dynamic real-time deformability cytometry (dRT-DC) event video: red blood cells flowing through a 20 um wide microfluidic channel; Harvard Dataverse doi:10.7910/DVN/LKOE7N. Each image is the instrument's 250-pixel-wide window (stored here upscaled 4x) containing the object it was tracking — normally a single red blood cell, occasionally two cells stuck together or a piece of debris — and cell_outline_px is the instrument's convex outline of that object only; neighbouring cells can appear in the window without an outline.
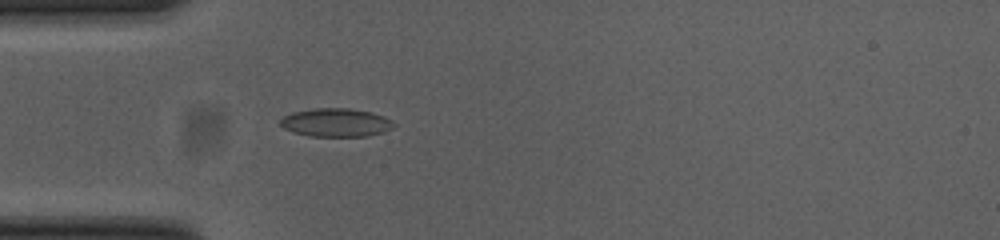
{"species": "common noctule bat (a hibernating species)", "species_latin": "Nyctalus noctula", "temperature_condition": "cold", "stored_images_in_passage": 35, "camera_frame_rate_fps": 3000, "um_per_image_px": 0.085, "animal": {"sex": "female", "body_mass_g": 23.0, "forearm_length_mm": 53.4}, "frame": {"image": 1, "passage_image": 1, "time_ms": 0.0, "image_size_px": [1000, 240], "cell_outline_px": [[396, 124], [392, 128], [384, 132], [368, 136], [308, 136], [284, 128], [280, 124], [280, 120], [284, 116], [292, 112], [316, 108], [348, 108], [372, 112], [384, 116], [392, 120]], "centroid_in_image_um": [28.59, 10.41], "position_along_channel_um": 56.4, "area_um2": 18.79}}
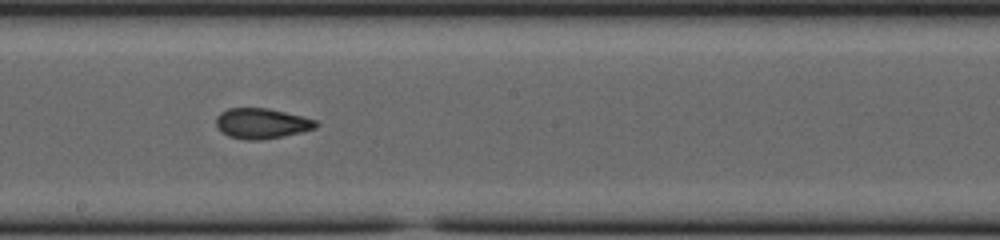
{"frame": {"image": 2, "passage_image": 15, "time_ms": 4.667, "image_size_px": [1000, 240], "cell_outline_px": [[320, 124], [316, 128], [300, 132], [260, 140], [244, 140], [228, 136], [220, 132], [216, 124], [216, 116], [220, 112], [228, 108], [268, 108], [304, 116], [316, 120]], "centroid_in_image_um": [22.23, 10.48], "position_along_channel_um": 226.0, "area_um2": 17.8}}
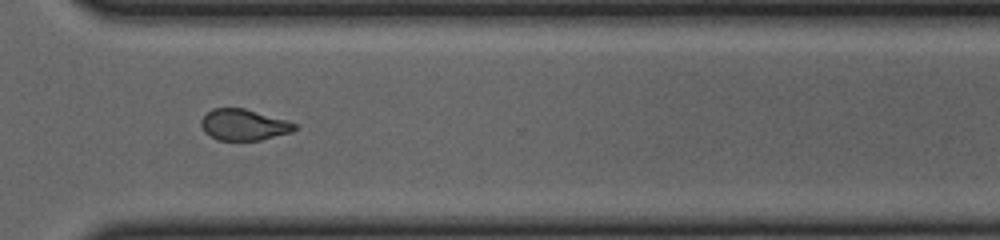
{"frame": {"image": 3, "passage_image": 25, "time_ms": 8.0, "image_size_px": [1000, 240], "cell_outline_px": [[296, 128], [292, 132], [260, 140], [216, 140], [208, 136], [204, 132], [200, 124], [200, 120], [212, 108], [244, 108], [288, 120], [296, 124]], "centroid_in_image_um": [20.69, 10.61], "position_along_channel_um": 349.9, "area_um2": 17.11}, "authors_computed_cell_mechanics": {"area_um2": 17.8024, "velocity_mm_per_s": 3.7123, "shape_relaxation_time_tau1_ms": null, "shape_relaxation_time_tau2_ms": 1.7236, "deformation_change_tau1": null, "deformation_change_tau2": 0.0682}}